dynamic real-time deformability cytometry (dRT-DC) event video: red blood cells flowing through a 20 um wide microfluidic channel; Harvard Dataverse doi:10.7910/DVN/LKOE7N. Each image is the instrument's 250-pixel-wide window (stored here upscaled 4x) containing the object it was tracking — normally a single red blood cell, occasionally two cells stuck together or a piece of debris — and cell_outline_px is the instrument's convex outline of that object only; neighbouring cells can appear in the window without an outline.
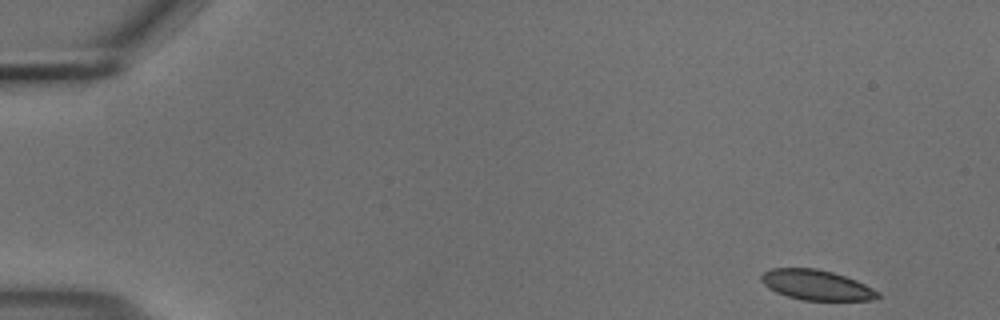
{"species": "common noctule bat (a hibernating species)", "species_latin": "Nyctalus noctula", "temperature_condition": "cold", "stored_images_in_passage": 52, "camera_frame_rate_fps": 3000, "um_per_image_px": 0.085, "animal": {"sex": "male", "body_mass_g": 18.8}, "frame": {"image": 1, "passage_image": 1, "time_ms": 0.0, "image_size_px": [1000, 320], "cell_outline_px": [[880, 296], [872, 300], [804, 300], [788, 296], [776, 292], [768, 288], [760, 280], [760, 276], [764, 272], [772, 268], [816, 268], [832, 272], [856, 280], [880, 292]], "centroid_in_image_um": [69.38, 24.22], "position_along_channel_um": 15.6, "area_um2": 20.35}}
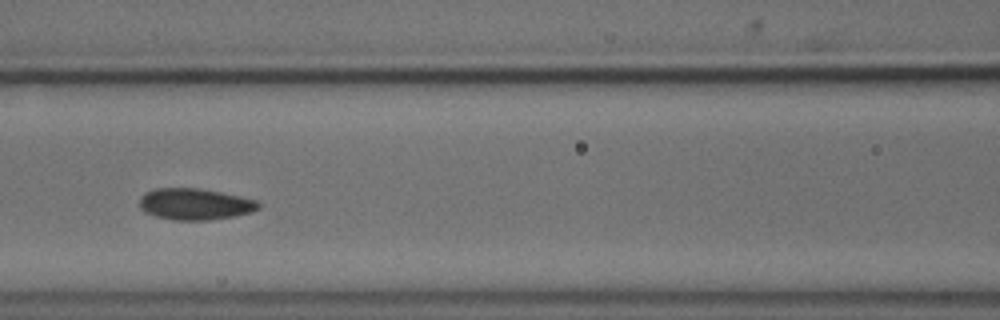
{"frame": {"image": 2, "passage_image": 22, "time_ms": 7.0, "image_size_px": [1000, 320], "cell_outline_px": [[260, 208], [252, 212], [236, 216], [208, 220], [172, 220], [156, 216], [144, 212], [140, 208], [140, 196], [144, 192], [156, 188], [200, 188], [240, 196], [256, 200], [260, 204]], "centroid_in_image_um": [16.56, 17.35], "position_along_channel_um": 150.0, "area_um2": 21.96}}
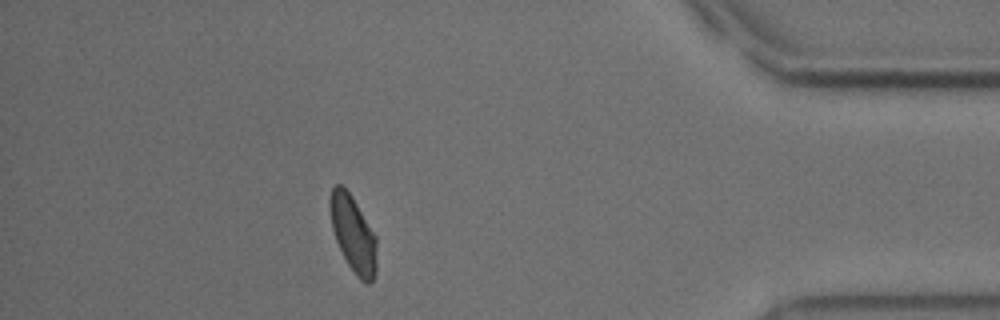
{"frame": {"image": 3, "passage_image": 46, "time_ms": 15.0, "image_size_px": [1000, 320], "cell_outline_px": [[376, 272], [372, 280], [368, 284], [360, 280], [356, 276], [348, 264], [336, 240], [332, 228], [328, 204], [328, 200], [332, 188], [336, 184], [340, 184], [352, 196], [376, 236]], "centroid_in_image_um": [30.0, 19.87], "position_along_channel_um": 405.2, "area_um2": 20.69}, "authors_computed_cell_mechanics": {"area_um2": 21.1837, "velocity_mm_per_s": 3.6809, "shape_relaxation_time_tau1_ms": 7.8844, "shape_relaxation_time_tau2_ms": null, "deformation_change_tau1": 0.1077, "deformation_change_tau2": null}}